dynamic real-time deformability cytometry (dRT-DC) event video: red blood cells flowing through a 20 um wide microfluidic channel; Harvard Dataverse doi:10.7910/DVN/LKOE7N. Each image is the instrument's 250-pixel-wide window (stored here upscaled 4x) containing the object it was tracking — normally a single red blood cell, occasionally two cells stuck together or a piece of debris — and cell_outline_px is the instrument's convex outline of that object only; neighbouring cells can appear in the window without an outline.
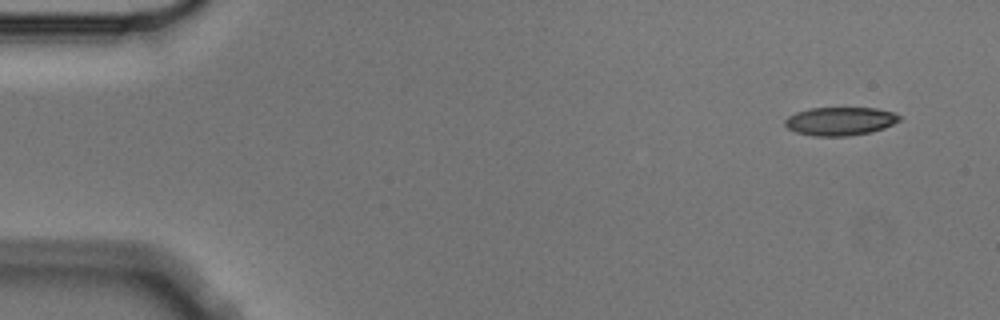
{"species": "Egyptian fruit bat (a non-hibernating species)", "species_latin": "Rousettus aegyptiacus", "temperature_condition": "cold", "stored_images_in_passage": 4, "camera_frame_rate_fps": 3000, "um_per_image_px": 0.085, "animal": {"sex": "male"}, "frame": {"image": 1, "passage_image": 1, "time_ms": 0.0, "image_size_px": [1000, 320], "cell_outline_px": [[900, 120], [884, 128], [872, 132], [848, 136], [812, 136], [796, 132], [788, 128], [784, 124], [784, 120], [788, 116], [796, 112], [812, 108], [876, 108], [892, 112], [900, 116]], "centroid_in_image_um": [71.39, 10.31], "position_along_channel_um": 13.6, "area_um2": 18.9}}
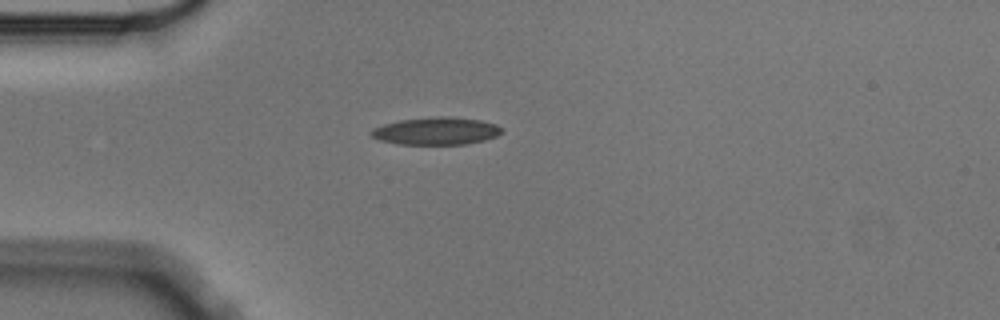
{"frame": {"image": 2, "passage_image": 4, "time_ms": 1.0, "image_size_px": [1000, 320], "cell_outline_px": [[504, 132], [496, 136], [484, 140], [468, 144], [400, 144], [380, 140], [372, 136], [368, 132], [372, 128], [384, 124], [400, 120], [436, 116], [444, 116], [480, 120], [496, 124], [504, 128]], "centroid_in_image_um": [37.1, 11.13], "position_along_channel_um": 47.9, "area_um2": 20.98}}